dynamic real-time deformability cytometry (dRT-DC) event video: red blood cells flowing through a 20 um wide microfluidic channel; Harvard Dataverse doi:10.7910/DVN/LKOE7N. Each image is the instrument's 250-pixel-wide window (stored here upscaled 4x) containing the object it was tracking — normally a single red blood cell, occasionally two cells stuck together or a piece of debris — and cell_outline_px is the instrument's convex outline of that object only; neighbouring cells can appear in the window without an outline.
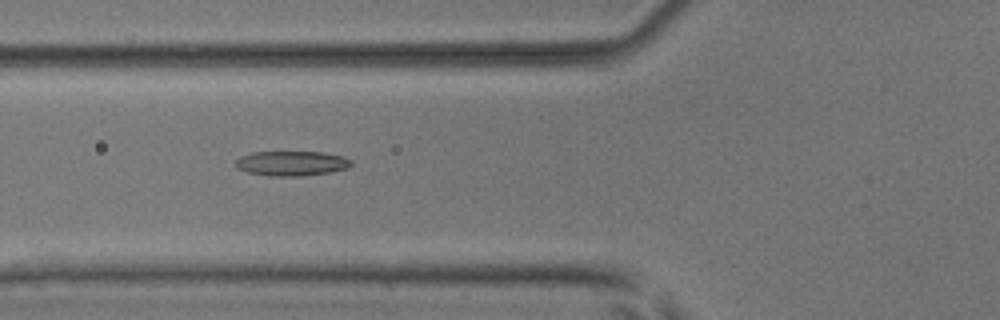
{"species": "common noctule bat (a hibernating species)", "species_latin": "Nyctalus noctula", "temperature_condition": "room temperature", "stored_images_in_passage": 51, "camera_frame_rate_fps": 3000, "um_per_image_px": 0.085, "animal": {"sex": "male", "body_mass_g": 17.9, "forearm_length_mm": 54.2}, "frame": {"image": 1, "passage_image": 20, "time_ms": 6.333, "image_size_px": [1000, 320], "cell_outline_px": [[352, 164], [348, 168], [328, 172], [300, 176], [268, 176], [248, 172], [236, 168], [236, 160], [240, 156], [252, 152], [320, 152], [344, 156], [352, 160]], "centroid_in_image_um": [24.78, 13.88], "position_along_channel_um": 101.0, "area_um2": 16.7}}
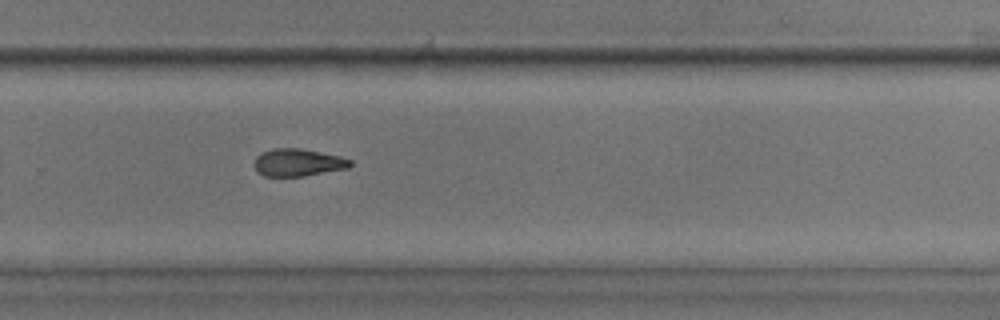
{"frame": {"image": 2, "passage_image": 35, "time_ms": 11.333, "image_size_px": [1000, 320], "cell_outline_px": [[352, 164], [348, 168], [304, 176], [264, 176], [252, 164], [256, 156], [260, 152], [272, 148], [300, 148], [340, 156], [352, 160]], "centroid_in_image_um": [25.31, 13.8], "position_along_channel_um": 304.5, "area_um2": 15.43}}
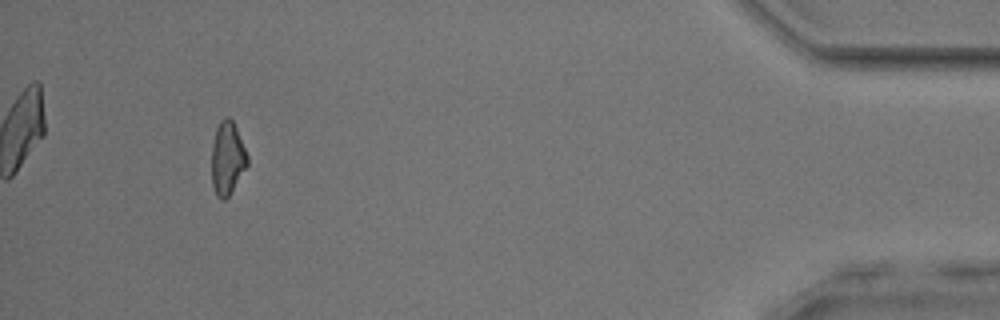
{"frame": {"image": 3, "passage_image": 48, "time_ms": 15.667, "image_size_px": [1000, 320], "cell_outline_px": [[248, 164], [228, 196], [224, 200], [220, 200], [216, 196], [212, 184], [212, 144], [216, 128], [220, 120], [224, 116], [228, 116], [232, 120], [236, 128], [248, 156]], "centroid_in_image_um": [19.31, 13.44], "position_along_channel_um": 415.9, "area_um2": 15.14}}